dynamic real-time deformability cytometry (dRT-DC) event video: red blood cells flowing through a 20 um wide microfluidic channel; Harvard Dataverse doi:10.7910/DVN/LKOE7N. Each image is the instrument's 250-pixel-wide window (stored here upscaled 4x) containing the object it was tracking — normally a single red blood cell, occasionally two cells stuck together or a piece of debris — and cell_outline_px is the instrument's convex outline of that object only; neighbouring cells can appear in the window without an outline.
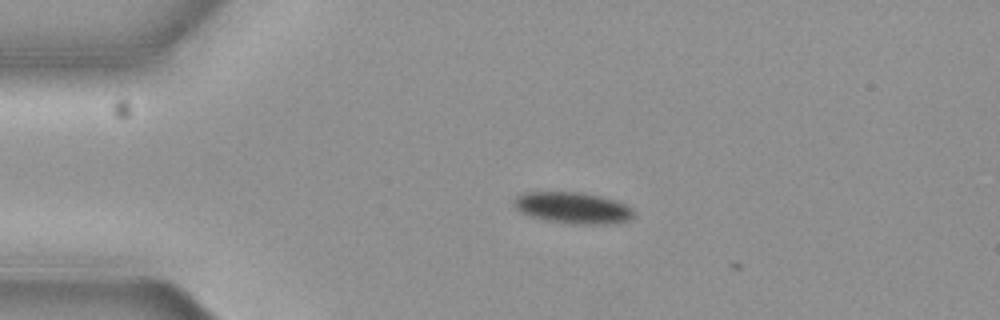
{"species": "common noctule bat (a hibernating species)", "species_latin": "Nyctalus noctula", "temperature_condition": "cold", "stored_images_in_passage": 3, "camera_frame_rate_fps": 3000, "um_per_image_px": 0.085, "animal": {"sex": "female", "body_mass_g": 19.3, "forearm_length_mm": 54.1}, "frame": {"image": 1, "passage_image": 2, "time_ms": 0.333, "image_size_px": [1000, 320], "cell_outline_px": [[632, 216], [628, 220], [616, 224], [576, 224], [544, 220], [528, 216], [520, 212], [512, 204], [512, 200], [516, 196], [524, 192], [580, 192], [604, 196], [616, 200], [632, 208]], "centroid_in_image_um": [48.65, 17.66], "position_along_channel_um": 36.3, "area_um2": 22.2}}